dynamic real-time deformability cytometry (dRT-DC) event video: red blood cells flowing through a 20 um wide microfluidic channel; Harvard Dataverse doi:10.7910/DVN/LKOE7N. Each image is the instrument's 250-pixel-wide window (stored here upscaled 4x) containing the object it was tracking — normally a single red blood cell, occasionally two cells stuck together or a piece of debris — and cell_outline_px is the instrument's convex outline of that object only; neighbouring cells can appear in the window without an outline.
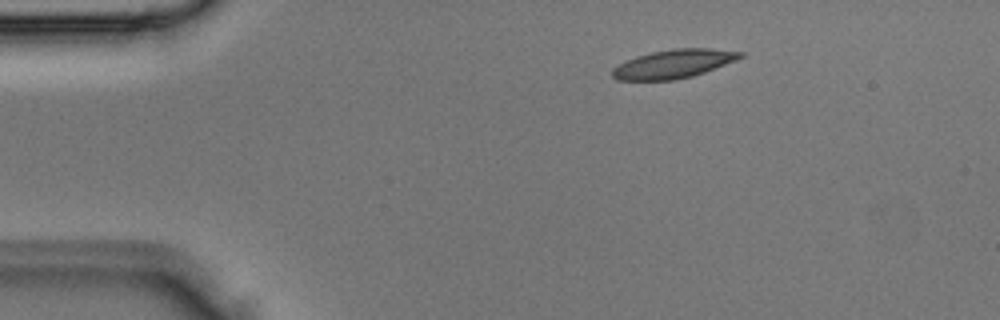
{"species": "Egyptian fruit bat (a non-hibernating species)", "species_latin": "Rousettus aegyptiacus", "temperature_condition": "room temperature", "stored_images_in_passage": 2, "camera_frame_rate_fps": 3000, "um_per_image_px": 0.085, "animal": {"sex": "male"}, "frame": {"image": 1, "passage_image": 1, "time_ms": 0.0, "image_size_px": [1000, 320], "cell_outline_px": [[744, 56], [736, 60], [704, 72], [692, 76], [676, 80], [616, 80], [612, 76], [612, 68], [636, 56], [652, 52], [676, 48], [708, 48], [744, 52]], "centroid_in_image_um": [57.25, 5.43], "position_along_channel_um": 27.7, "area_um2": 21.21}}